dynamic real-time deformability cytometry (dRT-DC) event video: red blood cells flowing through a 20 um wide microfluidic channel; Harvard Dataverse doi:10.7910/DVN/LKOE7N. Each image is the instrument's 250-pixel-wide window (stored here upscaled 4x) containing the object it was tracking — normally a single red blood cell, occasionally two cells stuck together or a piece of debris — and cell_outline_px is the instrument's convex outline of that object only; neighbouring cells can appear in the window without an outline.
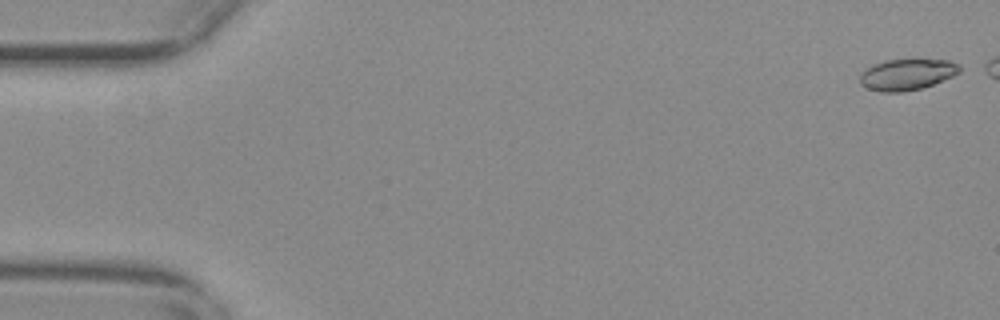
{"species": "common noctule bat (a hibernating species)", "species_latin": "Nyctalus noctula", "temperature_condition": "warm", "stored_images_in_passage": 50, "camera_frame_rate_fps": 3000, "um_per_image_px": 0.085, "animal": {"sex": "female", "body_mass_g": 29.2, "forearm_length_mm": 56.3}, "frame": {"image": 1, "passage_image": 2, "time_ms": 0.333, "image_size_px": [1000, 320], "cell_outline_px": [[960, 72], [952, 76], [932, 84], [920, 88], [900, 92], [880, 92], [868, 88], [860, 84], [860, 76], [872, 64], [884, 60], [916, 56], [948, 60], [960, 64]], "centroid_in_image_um": [77.12, 6.26], "position_along_channel_um": 7.9, "area_um2": 18.73}}
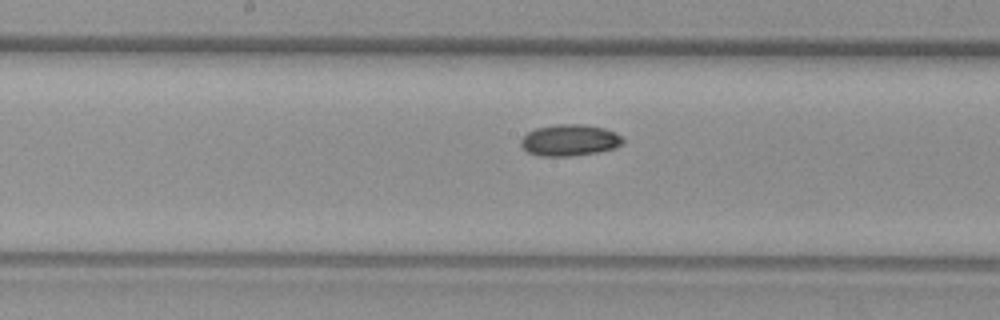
{"frame": {"image": 2, "passage_image": 30, "time_ms": 9.667, "image_size_px": [1000, 320], "cell_outline_px": [[624, 144], [616, 148], [596, 152], [568, 156], [540, 156], [528, 152], [520, 144], [520, 140], [528, 132], [536, 128], [556, 124], [584, 124], [604, 128], [616, 132], [624, 140]], "centroid_in_image_um": [48.44, 11.91], "position_along_channel_um": 199.8, "area_um2": 18.73}}
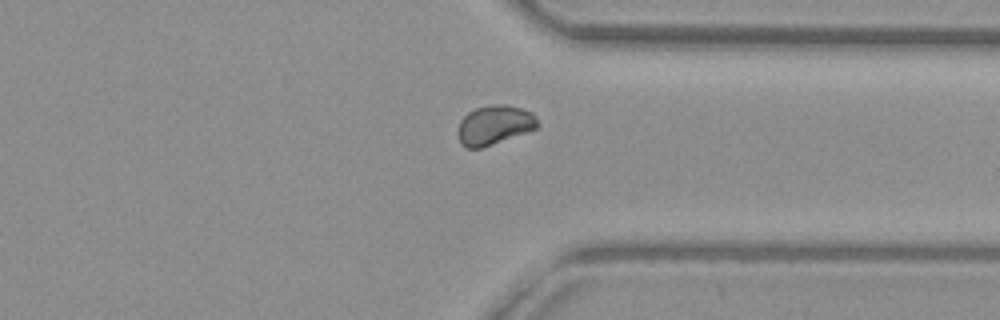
{"frame": {"image": 3, "passage_image": 44, "time_ms": 14.333, "image_size_px": [1000, 320], "cell_outline_px": [[540, 124], [536, 128], [528, 132], [480, 148], [464, 148], [460, 144], [456, 132], [460, 120], [468, 112], [476, 108], [492, 104], [504, 104], [520, 108], [532, 112], [536, 116]], "centroid_in_image_um": [42.0, 10.63], "position_along_channel_um": 369.4, "area_um2": 18.5}}